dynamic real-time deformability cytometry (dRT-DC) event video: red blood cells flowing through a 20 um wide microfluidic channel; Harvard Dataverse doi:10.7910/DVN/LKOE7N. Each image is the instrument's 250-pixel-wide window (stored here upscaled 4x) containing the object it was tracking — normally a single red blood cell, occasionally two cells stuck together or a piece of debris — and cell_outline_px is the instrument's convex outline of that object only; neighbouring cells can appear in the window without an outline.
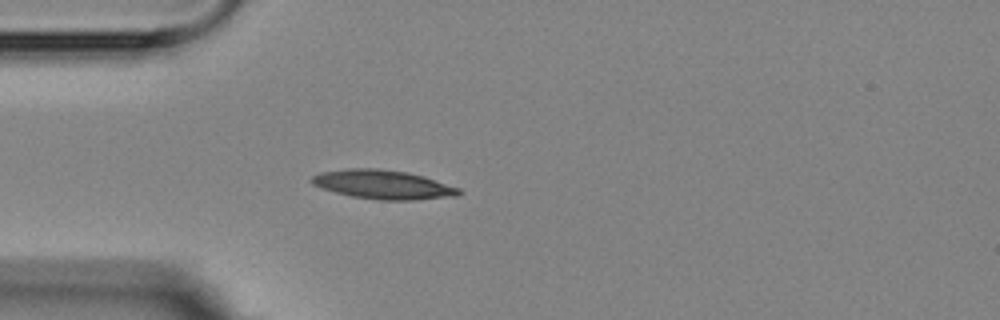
{"species": "Egyptian fruit bat (a non-hibernating species)", "species_latin": "Rousettus aegyptiacus", "temperature_condition": "room temperature", "stored_images_in_passage": 4, "camera_frame_rate_fps": 3000, "um_per_image_px": 0.085, "animal": {"sex": "female"}, "frame": {"image": 1, "passage_image": 4, "time_ms": 3.667, "image_size_px": [1000, 320], "cell_outline_px": [[464, 192], [456, 196], [412, 200], [380, 200], [352, 196], [320, 188], [312, 184], [308, 180], [312, 176], [320, 172], [348, 168], [376, 168], [408, 172], [424, 176], [460, 188]], "centroid_in_image_um": [32.55, 15.68], "position_along_channel_um": 52.4, "area_um2": 25.03}}